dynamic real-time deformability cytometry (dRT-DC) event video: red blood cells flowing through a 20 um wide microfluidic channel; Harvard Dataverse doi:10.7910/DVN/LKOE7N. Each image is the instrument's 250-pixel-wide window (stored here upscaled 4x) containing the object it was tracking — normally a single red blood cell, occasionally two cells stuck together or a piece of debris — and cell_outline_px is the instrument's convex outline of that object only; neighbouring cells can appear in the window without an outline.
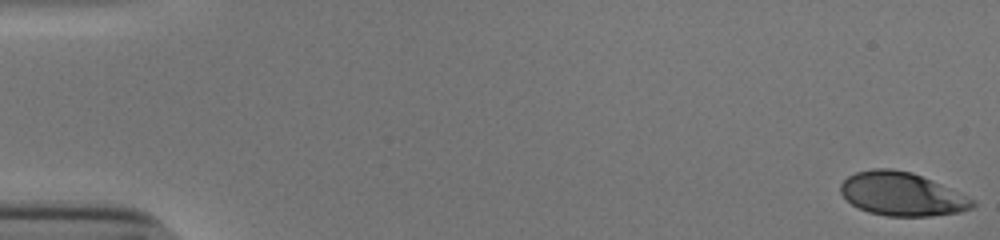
{"species": "human", "species_latin": "Homo sapiens", "temperature_condition": "cold", "stored_images_in_passage": 54, "camera_frame_rate_fps": 3000, "um_per_image_px": 0.085, "donor": {"sex": "male"}, "frame": {"image": 1, "passage_image": 1, "time_ms": 0.0, "image_size_px": [1000, 240], "cell_outline_px": [[976, 204], [972, 208], [960, 212], [932, 216], [888, 216], [868, 212], [852, 204], [840, 192], [840, 184], [848, 176], [856, 172], [872, 168], [892, 168], [912, 172], [932, 180], [976, 200]], "centroid_in_image_um": [76.67, 16.49], "position_along_channel_um": 8.3, "area_um2": 33.47}}
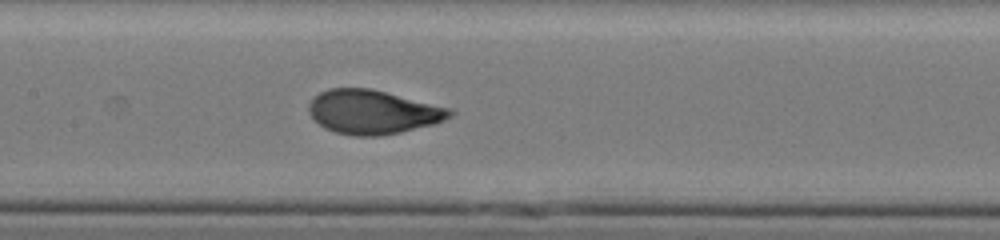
{"frame": {"image": 2, "passage_image": 27, "time_ms": 8.667, "image_size_px": [1000, 240], "cell_outline_px": [[456, 112], [452, 116], [444, 120], [432, 124], [400, 132], [380, 136], [356, 136], [336, 132], [324, 128], [308, 112], [308, 104], [312, 96], [328, 88], [372, 88], [452, 108]], "centroid_in_image_um": [31.69, 9.5], "position_along_channel_um": 175.7, "area_um2": 36.41}}
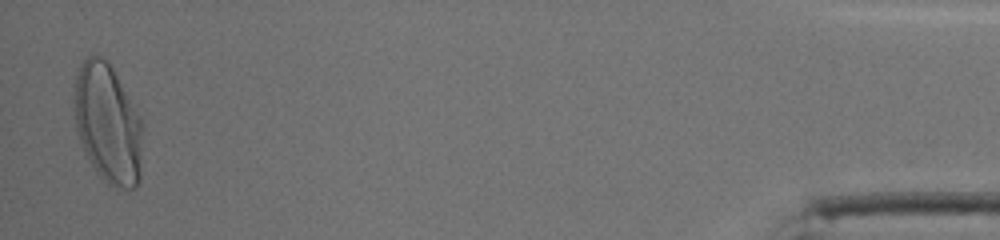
{"frame": {"image": 3, "passage_image": 53, "time_ms": 17.333, "image_size_px": [1000, 240], "cell_outline_px": [[144, 124], [140, 180], [136, 188], [124, 188], [108, 184], [96, 172], [80, 140], [76, 128], [76, 76], [80, 64], [92, 52], [108, 60], [140, 116]], "centroid_in_image_um": [9.22, 10.5], "position_along_channel_um": 426.0, "area_um2": 47.51}, "authors_computed_cell_mechanics": {"area_um2": 35.7493, "velocity_mm_per_s": 3.8426, "shape_relaxation_time_tau1_ms": 3.3594, "shape_relaxation_time_tau2_ms": null, "deformation_change_tau1": 0.1829, "deformation_change_tau2": null}}